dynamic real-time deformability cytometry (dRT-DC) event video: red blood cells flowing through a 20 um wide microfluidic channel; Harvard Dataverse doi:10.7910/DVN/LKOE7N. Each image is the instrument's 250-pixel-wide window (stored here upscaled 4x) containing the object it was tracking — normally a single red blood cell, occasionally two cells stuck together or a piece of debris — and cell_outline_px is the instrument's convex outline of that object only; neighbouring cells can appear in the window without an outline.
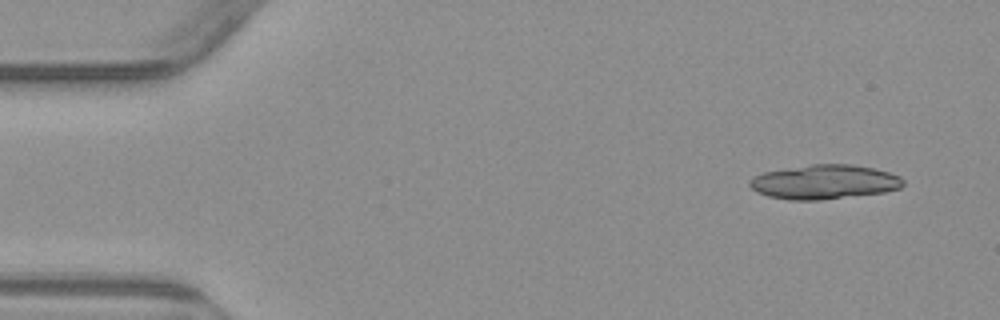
{"species": "common noctule bat (a hibernating species)", "species_latin": "Nyctalus noctula", "temperature_condition": "warm", "stored_images_in_passage": 5, "camera_frame_rate_fps": 3000, "um_per_image_px": 0.085, "animal": {"sex": "male", "body_mass_g": 23.1, "forearm_length_mm": 52.7}, "frame": {"image": 1, "passage_image": 1, "time_ms": 0.0, "image_size_px": [1000, 320], "cell_outline_px": [[904, 184], [900, 188], [884, 192], [816, 200], [788, 200], [768, 196], [756, 192], [748, 184], [748, 180], [764, 172], [812, 164], [852, 164], [872, 168], [888, 172], [900, 176], [904, 180]], "centroid_in_image_um": [70.06, 15.46], "position_along_channel_um": 14.9, "area_um2": 30.52}}
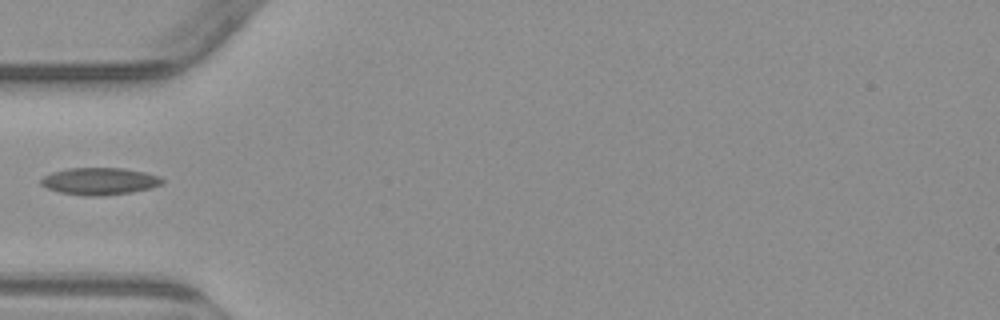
{"frame": {"image": 2, "passage_image": 5, "time_ms": 4.667, "image_size_px": [1000, 320], "cell_outline_px": [[164, 184], [152, 188], [132, 192], [100, 196], [84, 196], [60, 192], [48, 188], [40, 184], [40, 180], [44, 176], [52, 172], [68, 168], [124, 168], [144, 172], [160, 176], [164, 180]], "centroid_in_image_um": [8.5, 15.4], "position_along_channel_um": 76.5, "area_um2": 19.31}}